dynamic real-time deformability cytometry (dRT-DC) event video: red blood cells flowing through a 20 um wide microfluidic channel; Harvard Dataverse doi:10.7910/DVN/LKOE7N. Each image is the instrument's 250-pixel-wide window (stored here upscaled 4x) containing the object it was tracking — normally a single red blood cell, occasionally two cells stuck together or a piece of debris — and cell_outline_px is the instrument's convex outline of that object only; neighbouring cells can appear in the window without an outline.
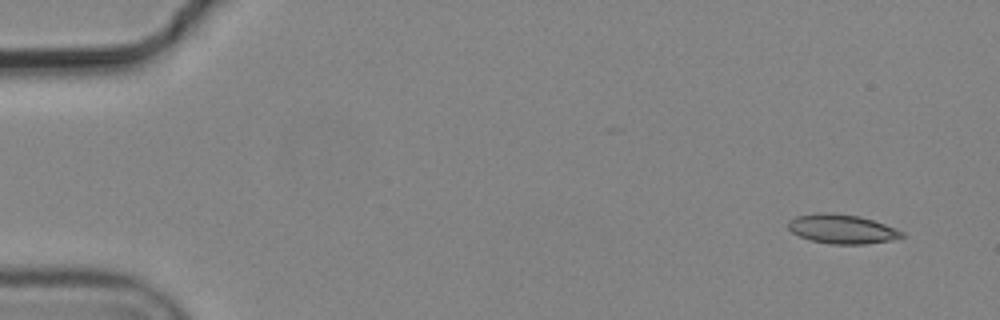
{"species": "common noctule bat (a hibernating species)", "species_latin": "Nyctalus noctula", "temperature_condition": "cold", "stored_images_in_passage": 4, "camera_frame_rate_fps": 3000, "um_per_image_px": 0.085, "animal": {"sex": "male", "body_mass_g": 19.2, "forearm_length_mm": 51.8}, "frame": {"image": 1, "passage_image": 1, "time_ms": 0.0, "image_size_px": [1000, 320], "cell_outline_px": [[908, 236], [892, 240], [864, 244], [828, 244], [808, 240], [792, 232], [788, 228], [788, 220], [796, 216], [820, 212], [832, 212], [860, 216], [896, 228], [904, 232]], "centroid_in_image_um": [71.57, 19.46], "position_along_channel_um": 13.4, "area_um2": 19.65}}